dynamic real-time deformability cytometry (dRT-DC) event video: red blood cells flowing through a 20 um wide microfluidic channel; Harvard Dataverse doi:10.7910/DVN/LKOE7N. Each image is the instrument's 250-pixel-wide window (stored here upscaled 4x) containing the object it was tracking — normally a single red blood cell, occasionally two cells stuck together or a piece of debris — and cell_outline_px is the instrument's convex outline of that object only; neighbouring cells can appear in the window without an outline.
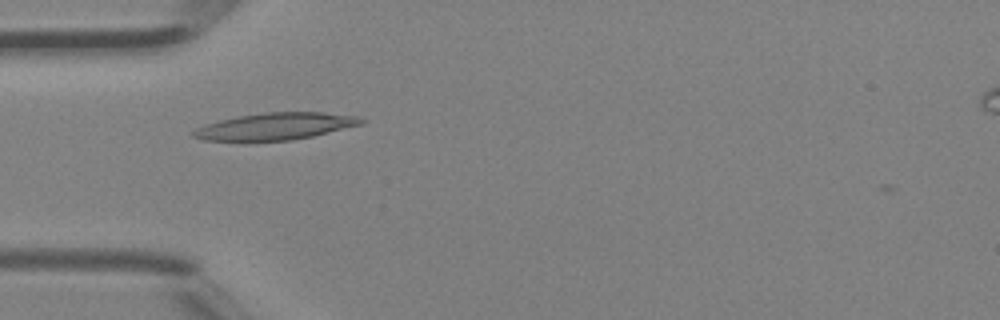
{"species": "Egyptian fruit bat (a non-hibernating species)", "species_latin": "Rousettus aegyptiacus", "temperature_condition": "room temperature", "stored_images_in_passage": 2, "camera_frame_rate_fps": 3000, "um_per_image_px": 0.085, "animal": {"sex": "female"}, "frame": {"image": 1, "passage_image": 2, "time_ms": 0.333, "image_size_px": [1000, 320], "cell_outline_px": [[368, 120], [364, 124], [312, 136], [292, 140], [204, 140], [192, 136], [192, 132], [196, 128], [204, 124], [220, 120], [240, 116], [264, 112], [324, 112], [360, 116]], "centroid_in_image_um": [23.49, 10.72], "position_along_channel_um": 61.5, "area_um2": 26.3}}